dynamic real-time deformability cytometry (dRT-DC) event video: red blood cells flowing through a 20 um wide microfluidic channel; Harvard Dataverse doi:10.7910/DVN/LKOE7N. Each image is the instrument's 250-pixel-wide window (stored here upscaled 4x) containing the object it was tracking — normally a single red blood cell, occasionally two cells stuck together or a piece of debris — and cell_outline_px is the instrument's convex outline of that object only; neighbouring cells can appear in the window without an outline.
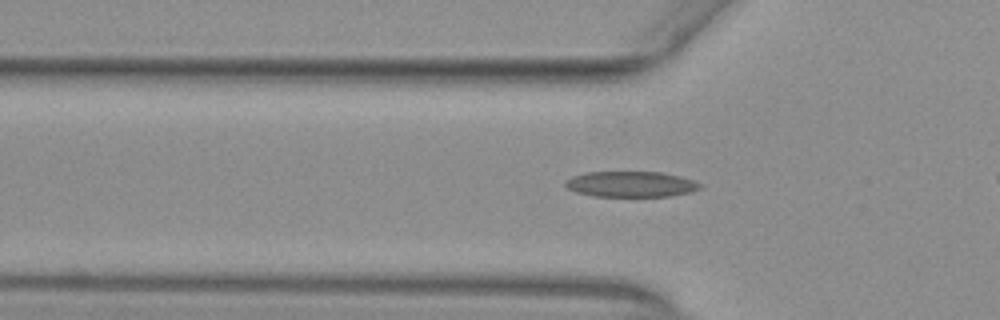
{"species": "common noctule bat (a hibernating species)", "species_latin": "Nyctalus noctula", "temperature_condition": "warm", "stored_images_in_passage": 43, "camera_frame_rate_fps": 3000, "um_per_image_px": 0.085, "animal": {"sex": "female", "body_mass_g": 29.2, "forearm_length_mm": 56.3}, "frame": {"image": 1, "passage_image": 17, "time_ms": 5.333, "image_size_px": [1000, 320], "cell_outline_px": [[700, 188], [692, 192], [672, 196], [596, 196], [576, 192], [568, 188], [564, 184], [564, 180], [572, 176], [584, 172], [660, 172], [680, 176], [692, 180], [700, 184]], "centroid_in_image_um": [53.6, 15.65], "position_along_channel_um": 72.2, "area_um2": 20.11}}
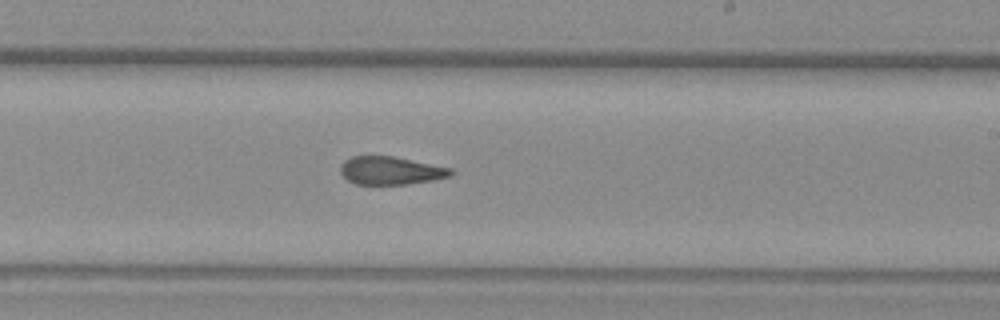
{"frame": {"image": 2, "passage_image": 31, "time_ms": 10.0, "image_size_px": [1000, 320], "cell_outline_px": [[456, 172], [452, 176], [432, 180], [404, 184], [356, 184], [348, 180], [340, 172], [340, 164], [344, 160], [352, 156], [392, 156], [452, 168]], "centroid_in_image_um": [33.22, 14.49], "position_along_channel_um": 255.8, "area_um2": 18.03}}
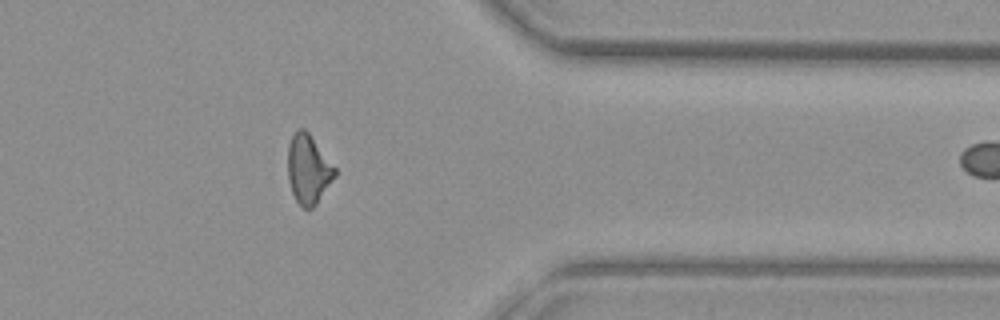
{"frame": {"image": 3, "passage_image": 42, "time_ms": 13.667, "image_size_px": [1000, 320], "cell_outline_px": [[336, 176], [316, 204], [312, 208], [304, 208], [296, 200], [292, 192], [288, 180], [288, 144], [292, 132], [296, 128], [304, 128], [308, 132], [336, 168]], "centroid_in_image_um": [26.19, 14.35], "position_along_channel_um": 385.2, "area_um2": 19.02}}